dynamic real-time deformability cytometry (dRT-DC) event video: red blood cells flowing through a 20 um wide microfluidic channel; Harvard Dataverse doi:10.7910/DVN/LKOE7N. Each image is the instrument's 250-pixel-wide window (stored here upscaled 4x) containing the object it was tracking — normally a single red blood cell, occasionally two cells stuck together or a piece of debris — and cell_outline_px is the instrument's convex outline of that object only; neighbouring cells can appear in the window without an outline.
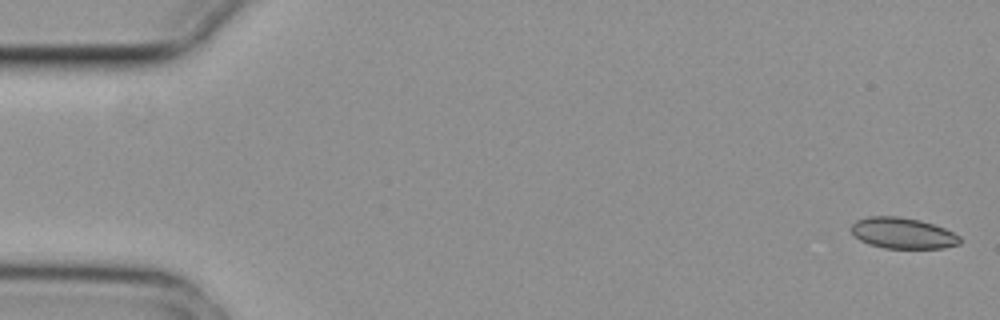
{"species": "common noctule bat (a hibernating species)", "species_latin": "Nyctalus noctula", "temperature_condition": "cold", "stored_images_in_passage": 4, "camera_frame_rate_fps": 3000, "um_per_image_px": 0.085, "animal": {"sex": "female", "body_mass_g": 29.2, "forearm_length_mm": 56.3}, "frame": {"image": 1, "passage_image": 1, "time_ms": 0.0, "image_size_px": [1000, 320], "cell_outline_px": [[960, 244], [944, 248], [884, 248], [868, 244], [860, 240], [848, 228], [856, 220], [868, 216], [900, 216], [920, 220], [944, 228], [960, 236]], "centroid_in_image_um": [76.71, 19.81], "position_along_channel_um": 8.3, "area_um2": 19.71}}
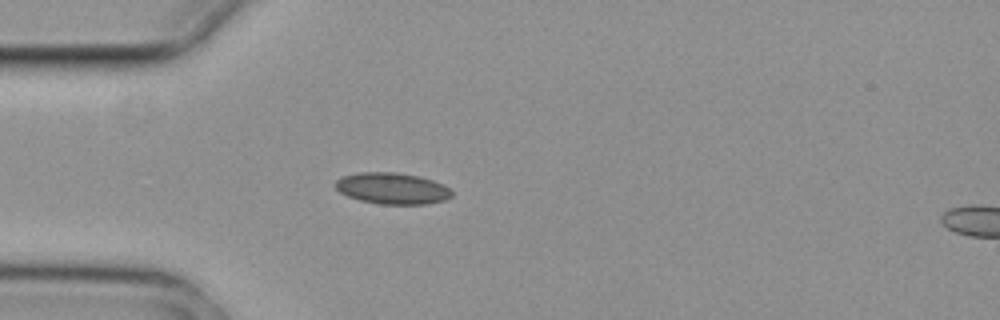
{"frame": {"image": 2, "passage_image": 4, "time_ms": 1.0, "image_size_px": [1000, 320], "cell_outline_px": [[452, 196], [444, 200], [424, 204], [380, 204], [360, 200], [348, 196], [340, 192], [336, 188], [336, 180], [344, 176], [360, 172], [396, 172], [420, 176], [444, 184], [452, 192]], "centroid_in_image_um": [33.36, 16.01], "position_along_channel_um": 51.6, "area_um2": 21.15}}